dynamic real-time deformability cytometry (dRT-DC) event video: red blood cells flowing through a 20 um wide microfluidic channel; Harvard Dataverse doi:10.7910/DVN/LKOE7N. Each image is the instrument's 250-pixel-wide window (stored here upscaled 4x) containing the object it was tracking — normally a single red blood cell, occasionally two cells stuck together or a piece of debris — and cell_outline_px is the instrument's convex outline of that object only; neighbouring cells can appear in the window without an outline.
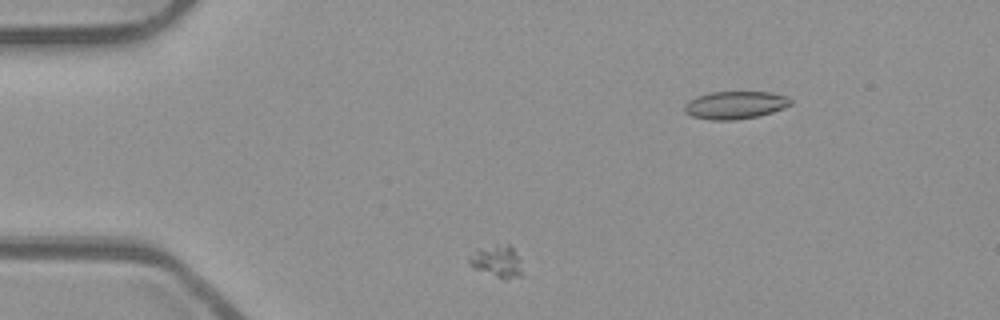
{"species": "common noctule bat (a hibernating species)", "species_latin": "Nyctalus noctula", "temperature_condition": "room temperature", "stored_images_in_passage": 45, "camera_frame_rate_fps": 3000, "um_per_image_px": 0.085, "animal": {"sex": "male", "body_mass_g": 23.1, "forearm_length_mm": 52.7}, "frame": {"image": 1, "passage_image": 3, "time_ms": 0.667, "image_size_px": [1000, 320], "cell_outline_px": [[524, 276], [504, 280], [472, 268], [468, 260], [468, 256], [476, 248], [496, 244], [508, 244], [512, 248], [520, 260]], "centroid_in_image_um": [42.23, 22.22], "position_along_channel_um": 42.8, "area_um2": 10.35}}
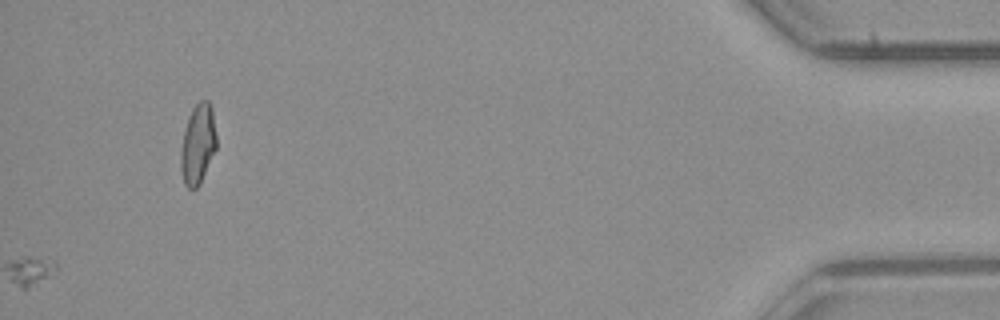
{"frame": {"image": 2, "passage_image": 45, "time_ms": 14.667, "image_size_px": [1000, 320], "cell_outline_px": [[216, 148], [200, 184], [196, 188], [188, 188], [184, 184], [180, 168], [180, 152], [184, 132], [188, 116], [192, 108], [200, 100], [208, 100], [212, 108], [216, 136]], "centroid_in_image_um": [16.81, 12.25], "position_along_channel_um": 418.4, "area_um2": 16.65}}